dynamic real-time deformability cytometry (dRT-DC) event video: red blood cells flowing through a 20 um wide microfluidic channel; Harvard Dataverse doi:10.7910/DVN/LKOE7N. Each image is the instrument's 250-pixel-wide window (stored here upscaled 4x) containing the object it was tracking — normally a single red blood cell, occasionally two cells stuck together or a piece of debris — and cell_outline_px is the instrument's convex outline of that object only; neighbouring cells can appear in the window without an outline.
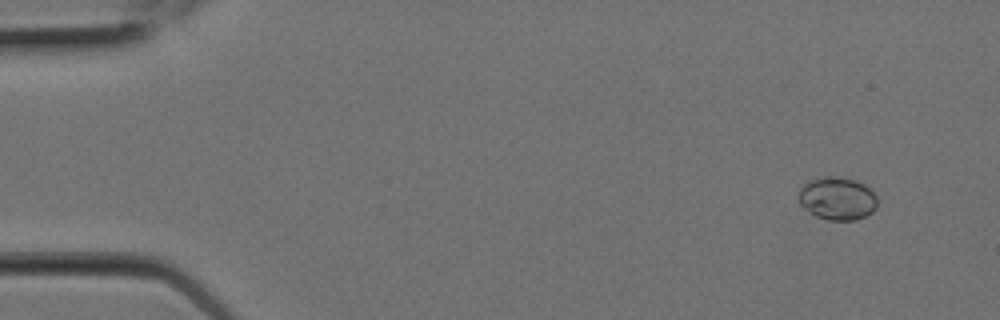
{"species": "Egyptian fruit bat (a non-hibernating species)", "species_latin": "Rousettus aegyptiacus", "temperature_condition": "room temperature", "stored_images_in_passage": 9, "camera_frame_rate_fps": 3000, "um_per_image_px": 0.085, "animal": {"sex": "female"}, "frame": {"image": 1, "passage_image": 2, "time_ms": 0.333, "image_size_px": [1000, 320], "cell_outline_px": [[876, 208], [872, 212], [856, 220], [828, 220], [816, 216], [808, 212], [800, 204], [800, 188], [808, 180], [824, 176], [840, 176], [856, 180], [864, 184], [876, 196]], "centroid_in_image_um": [71.16, 16.86], "position_along_channel_um": 13.8, "area_um2": 19.71}}
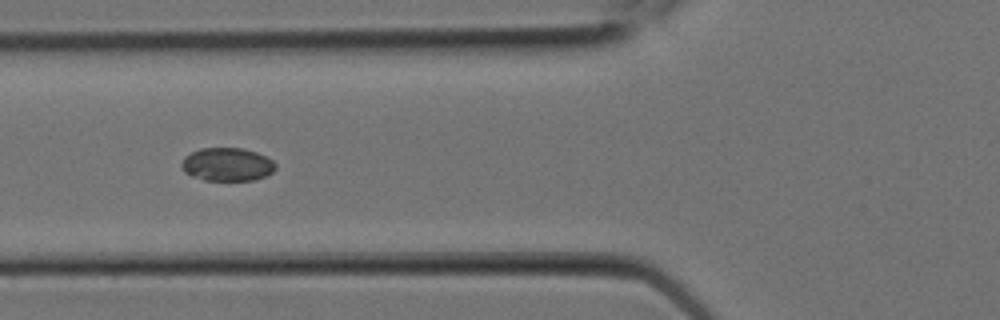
{"frame": {"image": 2, "passage_image": 8, "time_ms": 2.333, "image_size_px": [1000, 320], "cell_outline_px": [[276, 168], [272, 172], [264, 176], [252, 180], [204, 180], [192, 176], [184, 172], [180, 168], [180, 164], [184, 156], [200, 148], [244, 148], [256, 152], [272, 160], [276, 164]], "centroid_in_image_um": [19.27, 13.97], "position_along_channel_um": 106.5, "area_um2": 18.26}}
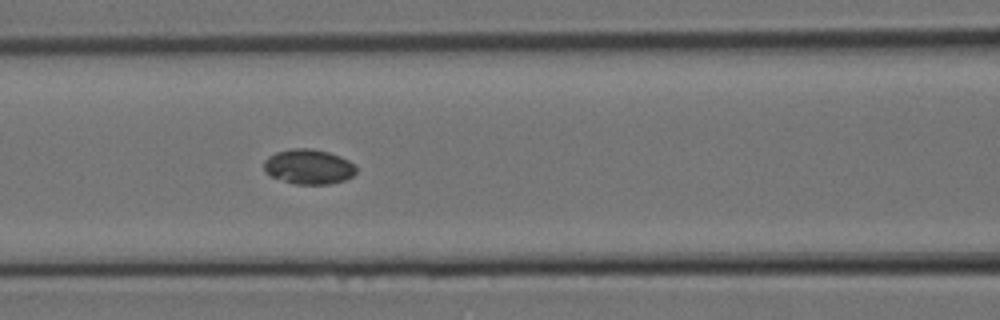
{"frame": {"image": 3, "passage_image": 9, "time_ms": 2.667, "image_size_px": [1000, 320], "cell_outline_px": [[356, 172], [352, 176], [344, 180], [328, 184], [296, 184], [272, 176], [264, 172], [264, 160], [268, 156], [276, 152], [292, 148], [312, 148], [328, 152], [340, 156], [356, 164]], "centroid_in_image_um": [26.24, 14.15], "position_along_channel_um": 140.4, "area_um2": 18.79}}